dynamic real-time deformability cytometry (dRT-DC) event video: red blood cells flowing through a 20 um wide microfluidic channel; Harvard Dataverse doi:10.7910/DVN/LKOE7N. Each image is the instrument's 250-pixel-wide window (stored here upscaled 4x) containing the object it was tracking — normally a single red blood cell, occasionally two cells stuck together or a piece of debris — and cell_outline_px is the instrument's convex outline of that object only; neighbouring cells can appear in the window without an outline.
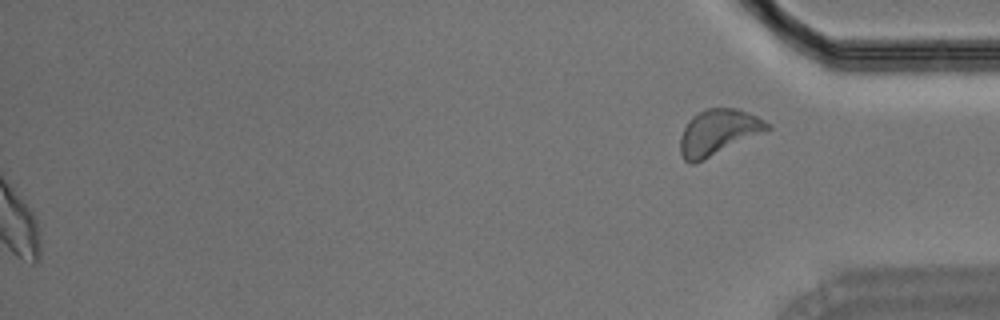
{"species": "Egyptian fruit bat (a non-hibernating species)", "species_latin": "Rousettus aegyptiacus", "temperature_condition": "room temperature", "stored_images_in_passage": 46, "segment_of_instrument_passage": [2, 2], "camera_frame_rate_fps": 3000, "um_per_image_px": 0.085, "animal": {"sex": "male"}, "frame": {"image": 1, "passage_image": 46, "time_ms": 15.0, "image_size_px": [1000, 320], "cell_outline_px": [[772, 128], [764, 132], [696, 164], [688, 164], [684, 160], [680, 152], [680, 136], [688, 120], [692, 116], [708, 108], [736, 108], [748, 112], [772, 124]], "centroid_in_image_um": [61.04, 11.26], "position_along_channel_um": 374.2, "area_um2": 23.29}}